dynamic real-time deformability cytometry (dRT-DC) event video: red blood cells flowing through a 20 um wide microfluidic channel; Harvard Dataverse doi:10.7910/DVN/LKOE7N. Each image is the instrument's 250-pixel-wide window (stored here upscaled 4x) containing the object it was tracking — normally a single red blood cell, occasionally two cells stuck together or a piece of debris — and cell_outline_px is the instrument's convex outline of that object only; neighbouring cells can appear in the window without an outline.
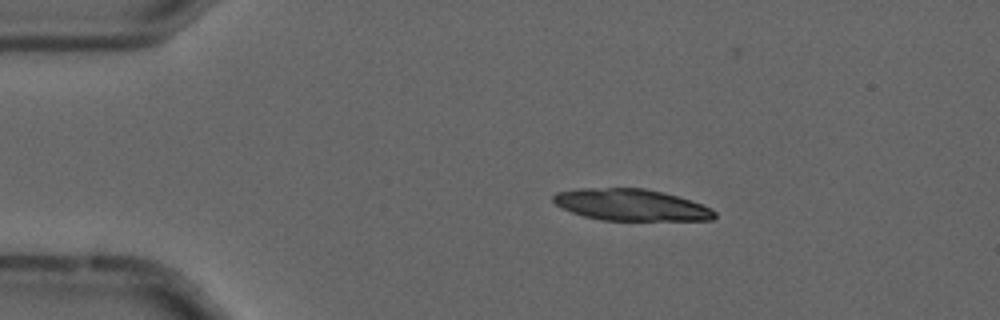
{"species": "common noctule bat (a hibernating species)", "species_latin": "Nyctalus noctula", "temperature_condition": "cold", "stored_images_in_passage": 5, "camera_frame_rate_fps": 3000, "um_per_image_px": 0.085, "animal": {"sex": "male", "forearm_length_mm": 52.5}, "frame": {"image": 1, "passage_image": 3, "time_ms": 0.667, "image_size_px": [1000, 320], "cell_outline_px": [[716, 216], [712, 220], [600, 220], [584, 216], [572, 212], [556, 204], [552, 200], [552, 196], [556, 192], [580, 188], [644, 188], [676, 196], [712, 208], [716, 212]], "centroid_in_image_um": [53.62, 17.41], "position_along_channel_um": 31.4, "area_um2": 29.48}}